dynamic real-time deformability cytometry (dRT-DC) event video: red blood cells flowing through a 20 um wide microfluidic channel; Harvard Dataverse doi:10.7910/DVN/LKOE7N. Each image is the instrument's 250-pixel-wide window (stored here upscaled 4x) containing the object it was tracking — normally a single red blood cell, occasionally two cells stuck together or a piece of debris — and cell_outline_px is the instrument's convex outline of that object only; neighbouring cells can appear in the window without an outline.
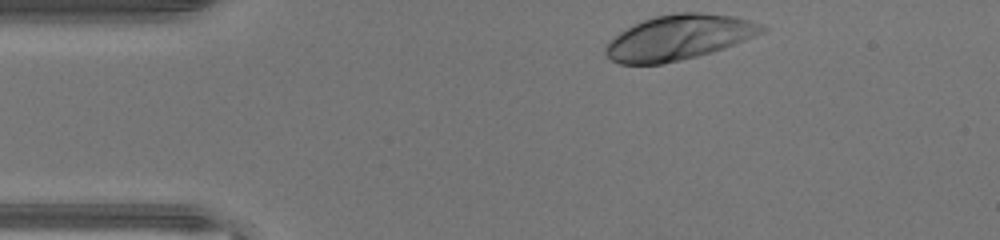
{"species": "human", "species_latin": "Homo sapiens", "temperature_condition": "warm", "stored_images_in_passage": 30, "camera_frame_rate_fps": 3000, "um_per_image_px": 0.085, "donor": {"sex": "male"}, "frame": {"image": 1, "passage_image": 1, "time_ms": 0.0, "image_size_px": [1000, 240], "cell_outline_px": [[768, 28], [764, 32], [724, 48], [712, 52], [680, 60], [660, 64], [620, 64], [612, 60], [604, 52], [604, 44], [608, 40], [632, 24], [656, 16], [676, 12], [700, 12], [736, 16], [760, 24]], "centroid_in_image_um": [57.67, 3.17], "position_along_channel_um": 27.3, "area_um2": 41.04}}
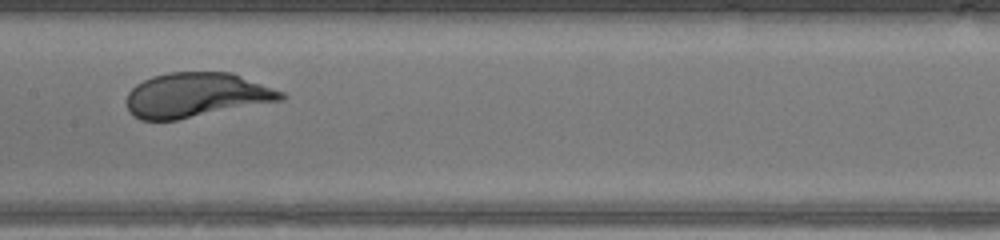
{"frame": {"image": 2, "passage_image": 16, "time_ms": 5.0, "image_size_px": [1000, 240], "cell_outline_px": [[288, 96], [284, 100], [176, 120], [140, 120], [132, 116], [128, 108], [128, 92], [136, 84], [152, 76], [168, 72], [232, 72], [284, 92]], "centroid_in_image_um": [16.7, 8.08], "position_along_channel_um": 190.7, "area_um2": 40.23}}
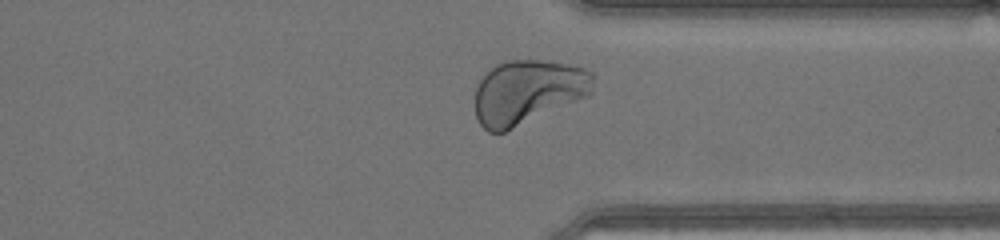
{"frame": {"image": 3, "passage_image": 28, "time_ms": 9.0, "image_size_px": [1000, 240], "cell_outline_px": [[592, 92], [588, 96], [504, 132], [488, 132], [480, 124], [476, 116], [476, 88], [480, 80], [496, 64], [508, 60], [540, 60], [568, 64], [584, 68], [592, 72]], "centroid_in_image_um": [44.86, 7.81], "position_along_channel_um": 366.5, "area_um2": 43.81}, "authors_computed_cell_mechanics": {"area_um2": 40.3155, "velocity_mm_per_s": 4.4368, "shape_relaxation_time_tau1_ms": 2.1602, "shape_relaxation_time_tau2_ms": null, "deformation_change_tau1": 0.1614, "deformation_change_tau2": null}}